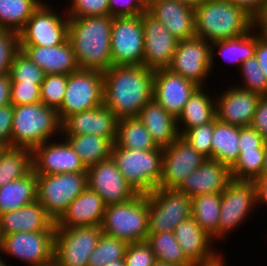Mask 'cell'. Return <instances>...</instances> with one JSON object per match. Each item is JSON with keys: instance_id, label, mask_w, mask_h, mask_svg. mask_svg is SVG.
I'll return each mask as SVG.
<instances>
[{"instance_id": "cell-1", "label": "cell", "mask_w": 267, "mask_h": 266, "mask_svg": "<svg viewBox=\"0 0 267 266\" xmlns=\"http://www.w3.org/2000/svg\"><path fill=\"white\" fill-rule=\"evenodd\" d=\"M103 75V104L118 119L137 117L153 98L152 69L143 65H111Z\"/></svg>"}, {"instance_id": "cell-2", "label": "cell", "mask_w": 267, "mask_h": 266, "mask_svg": "<svg viewBox=\"0 0 267 266\" xmlns=\"http://www.w3.org/2000/svg\"><path fill=\"white\" fill-rule=\"evenodd\" d=\"M113 17H69L70 40L80 69L105 72L112 65L111 28Z\"/></svg>"}, {"instance_id": "cell-3", "label": "cell", "mask_w": 267, "mask_h": 266, "mask_svg": "<svg viewBox=\"0 0 267 266\" xmlns=\"http://www.w3.org/2000/svg\"><path fill=\"white\" fill-rule=\"evenodd\" d=\"M194 8L196 37L210 43L244 35L256 24L228 0H206Z\"/></svg>"}, {"instance_id": "cell-4", "label": "cell", "mask_w": 267, "mask_h": 266, "mask_svg": "<svg viewBox=\"0 0 267 266\" xmlns=\"http://www.w3.org/2000/svg\"><path fill=\"white\" fill-rule=\"evenodd\" d=\"M57 110L42 102L13 106L11 146L33 150L61 133Z\"/></svg>"}, {"instance_id": "cell-5", "label": "cell", "mask_w": 267, "mask_h": 266, "mask_svg": "<svg viewBox=\"0 0 267 266\" xmlns=\"http://www.w3.org/2000/svg\"><path fill=\"white\" fill-rule=\"evenodd\" d=\"M111 158L125 180L138 194H149L158 187L162 176V147L133 150L113 143Z\"/></svg>"}, {"instance_id": "cell-6", "label": "cell", "mask_w": 267, "mask_h": 266, "mask_svg": "<svg viewBox=\"0 0 267 266\" xmlns=\"http://www.w3.org/2000/svg\"><path fill=\"white\" fill-rule=\"evenodd\" d=\"M148 195L106 205L101 229L104 234L127 243L146 241L148 231Z\"/></svg>"}, {"instance_id": "cell-7", "label": "cell", "mask_w": 267, "mask_h": 266, "mask_svg": "<svg viewBox=\"0 0 267 266\" xmlns=\"http://www.w3.org/2000/svg\"><path fill=\"white\" fill-rule=\"evenodd\" d=\"M87 187V173L37 175V201L56 222Z\"/></svg>"}, {"instance_id": "cell-8", "label": "cell", "mask_w": 267, "mask_h": 266, "mask_svg": "<svg viewBox=\"0 0 267 266\" xmlns=\"http://www.w3.org/2000/svg\"><path fill=\"white\" fill-rule=\"evenodd\" d=\"M147 195L149 234L174 232L192 216L191 198L177 189L156 188Z\"/></svg>"}, {"instance_id": "cell-9", "label": "cell", "mask_w": 267, "mask_h": 266, "mask_svg": "<svg viewBox=\"0 0 267 266\" xmlns=\"http://www.w3.org/2000/svg\"><path fill=\"white\" fill-rule=\"evenodd\" d=\"M102 234L101 226L55 227L54 264L88 266Z\"/></svg>"}, {"instance_id": "cell-10", "label": "cell", "mask_w": 267, "mask_h": 266, "mask_svg": "<svg viewBox=\"0 0 267 266\" xmlns=\"http://www.w3.org/2000/svg\"><path fill=\"white\" fill-rule=\"evenodd\" d=\"M104 75L99 70L79 69L68 75L64 100L57 111L61 122L74 113L103 104Z\"/></svg>"}, {"instance_id": "cell-11", "label": "cell", "mask_w": 267, "mask_h": 266, "mask_svg": "<svg viewBox=\"0 0 267 266\" xmlns=\"http://www.w3.org/2000/svg\"><path fill=\"white\" fill-rule=\"evenodd\" d=\"M51 8L42 2L33 12L18 32L19 45L51 47L62 44L68 38L69 17L66 12L60 14L54 11V7Z\"/></svg>"}, {"instance_id": "cell-12", "label": "cell", "mask_w": 267, "mask_h": 266, "mask_svg": "<svg viewBox=\"0 0 267 266\" xmlns=\"http://www.w3.org/2000/svg\"><path fill=\"white\" fill-rule=\"evenodd\" d=\"M55 231L17 232L0 238V252L27 262L29 266L54 263Z\"/></svg>"}, {"instance_id": "cell-13", "label": "cell", "mask_w": 267, "mask_h": 266, "mask_svg": "<svg viewBox=\"0 0 267 266\" xmlns=\"http://www.w3.org/2000/svg\"><path fill=\"white\" fill-rule=\"evenodd\" d=\"M256 205L255 182L231 179L221 193L218 240L242 225Z\"/></svg>"}, {"instance_id": "cell-14", "label": "cell", "mask_w": 267, "mask_h": 266, "mask_svg": "<svg viewBox=\"0 0 267 266\" xmlns=\"http://www.w3.org/2000/svg\"><path fill=\"white\" fill-rule=\"evenodd\" d=\"M110 40L112 65H143L142 15L113 17Z\"/></svg>"}, {"instance_id": "cell-15", "label": "cell", "mask_w": 267, "mask_h": 266, "mask_svg": "<svg viewBox=\"0 0 267 266\" xmlns=\"http://www.w3.org/2000/svg\"><path fill=\"white\" fill-rule=\"evenodd\" d=\"M211 43L205 39L194 37L178 41L170 66L172 73L181 75L204 87L206 78L211 74Z\"/></svg>"}, {"instance_id": "cell-16", "label": "cell", "mask_w": 267, "mask_h": 266, "mask_svg": "<svg viewBox=\"0 0 267 266\" xmlns=\"http://www.w3.org/2000/svg\"><path fill=\"white\" fill-rule=\"evenodd\" d=\"M206 159L180 136L163 148L162 176L157 188L177 189Z\"/></svg>"}, {"instance_id": "cell-17", "label": "cell", "mask_w": 267, "mask_h": 266, "mask_svg": "<svg viewBox=\"0 0 267 266\" xmlns=\"http://www.w3.org/2000/svg\"><path fill=\"white\" fill-rule=\"evenodd\" d=\"M63 140H48L32 150L33 171L37 175L87 173L79 155Z\"/></svg>"}, {"instance_id": "cell-18", "label": "cell", "mask_w": 267, "mask_h": 266, "mask_svg": "<svg viewBox=\"0 0 267 266\" xmlns=\"http://www.w3.org/2000/svg\"><path fill=\"white\" fill-rule=\"evenodd\" d=\"M87 183L106 205L125 202L138 195L117 169L112 158L88 167Z\"/></svg>"}, {"instance_id": "cell-19", "label": "cell", "mask_w": 267, "mask_h": 266, "mask_svg": "<svg viewBox=\"0 0 267 266\" xmlns=\"http://www.w3.org/2000/svg\"><path fill=\"white\" fill-rule=\"evenodd\" d=\"M144 31L143 66L157 70L170 66L178 39L147 11L142 14Z\"/></svg>"}, {"instance_id": "cell-20", "label": "cell", "mask_w": 267, "mask_h": 266, "mask_svg": "<svg viewBox=\"0 0 267 266\" xmlns=\"http://www.w3.org/2000/svg\"><path fill=\"white\" fill-rule=\"evenodd\" d=\"M118 118L104 104L67 116L61 123V135H96L116 141Z\"/></svg>"}, {"instance_id": "cell-21", "label": "cell", "mask_w": 267, "mask_h": 266, "mask_svg": "<svg viewBox=\"0 0 267 266\" xmlns=\"http://www.w3.org/2000/svg\"><path fill=\"white\" fill-rule=\"evenodd\" d=\"M215 97L216 119L237 127L251 126L261 95L237 86Z\"/></svg>"}, {"instance_id": "cell-22", "label": "cell", "mask_w": 267, "mask_h": 266, "mask_svg": "<svg viewBox=\"0 0 267 266\" xmlns=\"http://www.w3.org/2000/svg\"><path fill=\"white\" fill-rule=\"evenodd\" d=\"M198 87L167 68L154 70L153 98L176 119Z\"/></svg>"}, {"instance_id": "cell-23", "label": "cell", "mask_w": 267, "mask_h": 266, "mask_svg": "<svg viewBox=\"0 0 267 266\" xmlns=\"http://www.w3.org/2000/svg\"><path fill=\"white\" fill-rule=\"evenodd\" d=\"M147 12L179 41L196 37L194 7L176 0H149Z\"/></svg>"}, {"instance_id": "cell-24", "label": "cell", "mask_w": 267, "mask_h": 266, "mask_svg": "<svg viewBox=\"0 0 267 266\" xmlns=\"http://www.w3.org/2000/svg\"><path fill=\"white\" fill-rule=\"evenodd\" d=\"M174 235L186 258L195 266L210 265L222 257L213 248L212 237L201 229L192 216L174 229Z\"/></svg>"}, {"instance_id": "cell-25", "label": "cell", "mask_w": 267, "mask_h": 266, "mask_svg": "<svg viewBox=\"0 0 267 266\" xmlns=\"http://www.w3.org/2000/svg\"><path fill=\"white\" fill-rule=\"evenodd\" d=\"M19 50L40 67L45 75H69L80 69L72 44L68 38L60 45L51 47L19 45Z\"/></svg>"}, {"instance_id": "cell-26", "label": "cell", "mask_w": 267, "mask_h": 266, "mask_svg": "<svg viewBox=\"0 0 267 266\" xmlns=\"http://www.w3.org/2000/svg\"><path fill=\"white\" fill-rule=\"evenodd\" d=\"M231 180L230 168L216 160L206 159L177 188L190 198L202 194L222 193Z\"/></svg>"}, {"instance_id": "cell-27", "label": "cell", "mask_w": 267, "mask_h": 266, "mask_svg": "<svg viewBox=\"0 0 267 266\" xmlns=\"http://www.w3.org/2000/svg\"><path fill=\"white\" fill-rule=\"evenodd\" d=\"M106 204L102 197L87 187L55 222L56 227L101 226Z\"/></svg>"}, {"instance_id": "cell-28", "label": "cell", "mask_w": 267, "mask_h": 266, "mask_svg": "<svg viewBox=\"0 0 267 266\" xmlns=\"http://www.w3.org/2000/svg\"><path fill=\"white\" fill-rule=\"evenodd\" d=\"M55 221L35 202L0 214V238L17 232L55 231Z\"/></svg>"}, {"instance_id": "cell-29", "label": "cell", "mask_w": 267, "mask_h": 266, "mask_svg": "<svg viewBox=\"0 0 267 266\" xmlns=\"http://www.w3.org/2000/svg\"><path fill=\"white\" fill-rule=\"evenodd\" d=\"M137 118L144 124L151 138L159 147L169 146L180 137L177 119L154 98L150 99L139 111Z\"/></svg>"}, {"instance_id": "cell-30", "label": "cell", "mask_w": 267, "mask_h": 266, "mask_svg": "<svg viewBox=\"0 0 267 266\" xmlns=\"http://www.w3.org/2000/svg\"><path fill=\"white\" fill-rule=\"evenodd\" d=\"M205 87H198L193 92L177 118V128L180 136L186 130L208 123L216 117L215 97L209 96L208 91L205 92L206 90H204Z\"/></svg>"}, {"instance_id": "cell-31", "label": "cell", "mask_w": 267, "mask_h": 266, "mask_svg": "<svg viewBox=\"0 0 267 266\" xmlns=\"http://www.w3.org/2000/svg\"><path fill=\"white\" fill-rule=\"evenodd\" d=\"M257 28L255 24L247 33L236 38L215 41L211 43V72L214 69V52L220 53L223 60L231 65H237L238 70L240 65L250 58L255 56L256 49V34L254 30ZM216 48V49H215Z\"/></svg>"}, {"instance_id": "cell-32", "label": "cell", "mask_w": 267, "mask_h": 266, "mask_svg": "<svg viewBox=\"0 0 267 266\" xmlns=\"http://www.w3.org/2000/svg\"><path fill=\"white\" fill-rule=\"evenodd\" d=\"M37 200V174L32 170L23 178L0 187V214H4Z\"/></svg>"}, {"instance_id": "cell-33", "label": "cell", "mask_w": 267, "mask_h": 266, "mask_svg": "<svg viewBox=\"0 0 267 266\" xmlns=\"http://www.w3.org/2000/svg\"><path fill=\"white\" fill-rule=\"evenodd\" d=\"M238 142L239 127L218 121L215 117L211 159L231 168L240 155Z\"/></svg>"}, {"instance_id": "cell-34", "label": "cell", "mask_w": 267, "mask_h": 266, "mask_svg": "<svg viewBox=\"0 0 267 266\" xmlns=\"http://www.w3.org/2000/svg\"><path fill=\"white\" fill-rule=\"evenodd\" d=\"M86 168L111 158L113 142L96 135H63Z\"/></svg>"}, {"instance_id": "cell-35", "label": "cell", "mask_w": 267, "mask_h": 266, "mask_svg": "<svg viewBox=\"0 0 267 266\" xmlns=\"http://www.w3.org/2000/svg\"><path fill=\"white\" fill-rule=\"evenodd\" d=\"M32 170V150L12 146L0 148V187L23 178Z\"/></svg>"}, {"instance_id": "cell-36", "label": "cell", "mask_w": 267, "mask_h": 266, "mask_svg": "<svg viewBox=\"0 0 267 266\" xmlns=\"http://www.w3.org/2000/svg\"><path fill=\"white\" fill-rule=\"evenodd\" d=\"M192 217L212 239H218L221 193L202 194L191 198Z\"/></svg>"}, {"instance_id": "cell-37", "label": "cell", "mask_w": 267, "mask_h": 266, "mask_svg": "<svg viewBox=\"0 0 267 266\" xmlns=\"http://www.w3.org/2000/svg\"><path fill=\"white\" fill-rule=\"evenodd\" d=\"M115 144L133 150H152L158 147L137 117L118 120Z\"/></svg>"}, {"instance_id": "cell-38", "label": "cell", "mask_w": 267, "mask_h": 266, "mask_svg": "<svg viewBox=\"0 0 267 266\" xmlns=\"http://www.w3.org/2000/svg\"><path fill=\"white\" fill-rule=\"evenodd\" d=\"M42 2V0H0V28L18 33Z\"/></svg>"}, {"instance_id": "cell-39", "label": "cell", "mask_w": 267, "mask_h": 266, "mask_svg": "<svg viewBox=\"0 0 267 266\" xmlns=\"http://www.w3.org/2000/svg\"><path fill=\"white\" fill-rule=\"evenodd\" d=\"M146 243L154 252L157 261L168 264H193L184 255L174 232L148 234Z\"/></svg>"}, {"instance_id": "cell-40", "label": "cell", "mask_w": 267, "mask_h": 266, "mask_svg": "<svg viewBox=\"0 0 267 266\" xmlns=\"http://www.w3.org/2000/svg\"><path fill=\"white\" fill-rule=\"evenodd\" d=\"M264 149L240 151V155L230 168L231 179L255 181L262 175Z\"/></svg>"}, {"instance_id": "cell-41", "label": "cell", "mask_w": 267, "mask_h": 266, "mask_svg": "<svg viewBox=\"0 0 267 266\" xmlns=\"http://www.w3.org/2000/svg\"><path fill=\"white\" fill-rule=\"evenodd\" d=\"M127 246L126 241L103 233L90 255L88 266H104L112 261L124 259Z\"/></svg>"}, {"instance_id": "cell-42", "label": "cell", "mask_w": 267, "mask_h": 266, "mask_svg": "<svg viewBox=\"0 0 267 266\" xmlns=\"http://www.w3.org/2000/svg\"><path fill=\"white\" fill-rule=\"evenodd\" d=\"M9 75L11 83H35L39 86L45 77L44 71L21 50L14 55Z\"/></svg>"}, {"instance_id": "cell-43", "label": "cell", "mask_w": 267, "mask_h": 266, "mask_svg": "<svg viewBox=\"0 0 267 266\" xmlns=\"http://www.w3.org/2000/svg\"><path fill=\"white\" fill-rule=\"evenodd\" d=\"M67 81L68 75L66 74L45 75L40 85L41 102L47 107L58 111L64 100Z\"/></svg>"}, {"instance_id": "cell-44", "label": "cell", "mask_w": 267, "mask_h": 266, "mask_svg": "<svg viewBox=\"0 0 267 266\" xmlns=\"http://www.w3.org/2000/svg\"><path fill=\"white\" fill-rule=\"evenodd\" d=\"M242 85L236 84L235 86L259 94L261 96L267 95V78L262 72L257 58L248 59L240 65Z\"/></svg>"}, {"instance_id": "cell-45", "label": "cell", "mask_w": 267, "mask_h": 266, "mask_svg": "<svg viewBox=\"0 0 267 266\" xmlns=\"http://www.w3.org/2000/svg\"><path fill=\"white\" fill-rule=\"evenodd\" d=\"M214 132V119L208 123L186 130L181 137L198 153L211 159V140Z\"/></svg>"}, {"instance_id": "cell-46", "label": "cell", "mask_w": 267, "mask_h": 266, "mask_svg": "<svg viewBox=\"0 0 267 266\" xmlns=\"http://www.w3.org/2000/svg\"><path fill=\"white\" fill-rule=\"evenodd\" d=\"M19 51L18 33L0 28V76L9 74L14 55Z\"/></svg>"}, {"instance_id": "cell-47", "label": "cell", "mask_w": 267, "mask_h": 266, "mask_svg": "<svg viewBox=\"0 0 267 266\" xmlns=\"http://www.w3.org/2000/svg\"><path fill=\"white\" fill-rule=\"evenodd\" d=\"M68 17L109 16L108 0H71Z\"/></svg>"}, {"instance_id": "cell-48", "label": "cell", "mask_w": 267, "mask_h": 266, "mask_svg": "<svg viewBox=\"0 0 267 266\" xmlns=\"http://www.w3.org/2000/svg\"><path fill=\"white\" fill-rule=\"evenodd\" d=\"M124 260L126 266H152L157 261L146 241L128 243Z\"/></svg>"}, {"instance_id": "cell-49", "label": "cell", "mask_w": 267, "mask_h": 266, "mask_svg": "<svg viewBox=\"0 0 267 266\" xmlns=\"http://www.w3.org/2000/svg\"><path fill=\"white\" fill-rule=\"evenodd\" d=\"M10 97L13 106L40 103V86L35 83H11Z\"/></svg>"}, {"instance_id": "cell-50", "label": "cell", "mask_w": 267, "mask_h": 266, "mask_svg": "<svg viewBox=\"0 0 267 266\" xmlns=\"http://www.w3.org/2000/svg\"><path fill=\"white\" fill-rule=\"evenodd\" d=\"M149 0H108L109 16L125 17L142 15L148 9Z\"/></svg>"}, {"instance_id": "cell-51", "label": "cell", "mask_w": 267, "mask_h": 266, "mask_svg": "<svg viewBox=\"0 0 267 266\" xmlns=\"http://www.w3.org/2000/svg\"><path fill=\"white\" fill-rule=\"evenodd\" d=\"M265 139L252 126L239 127V149L240 151H250L264 149Z\"/></svg>"}, {"instance_id": "cell-52", "label": "cell", "mask_w": 267, "mask_h": 266, "mask_svg": "<svg viewBox=\"0 0 267 266\" xmlns=\"http://www.w3.org/2000/svg\"><path fill=\"white\" fill-rule=\"evenodd\" d=\"M13 127V105L0 107V145L11 146V132Z\"/></svg>"}, {"instance_id": "cell-53", "label": "cell", "mask_w": 267, "mask_h": 266, "mask_svg": "<svg viewBox=\"0 0 267 266\" xmlns=\"http://www.w3.org/2000/svg\"><path fill=\"white\" fill-rule=\"evenodd\" d=\"M251 126L267 140V95L261 97Z\"/></svg>"}, {"instance_id": "cell-54", "label": "cell", "mask_w": 267, "mask_h": 266, "mask_svg": "<svg viewBox=\"0 0 267 266\" xmlns=\"http://www.w3.org/2000/svg\"><path fill=\"white\" fill-rule=\"evenodd\" d=\"M235 6L242 8L255 21L262 15L266 6L267 0H228Z\"/></svg>"}, {"instance_id": "cell-55", "label": "cell", "mask_w": 267, "mask_h": 266, "mask_svg": "<svg viewBox=\"0 0 267 266\" xmlns=\"http://www.w3.org/2000/svg\"><path fill=\"white\" fill-rule=\"evenodd\" d=\"M256 32L255 57L258 60L263 74L267 78V35H264L260 30Z\"/></svg>"}, {"instance_id": "cell-56", "label": "cell", "mask_w": 267, "mask_h": 266, "mask_svg": "<svg viewBox=\"0 0 267 266\" xmlns=\"http://www.w3.org/2000/svg\"><path fill=\"white\" fill-rule=\"evenodd\" d=\"M11 78L9 74L0 76V107L11 104Z\"/></svg>"}, {"instance_id": "cell-57", "label": "cell", "mask_w": 267, "mask_h": 266, "mask_svg": "<svg viewBox=\"0 0 267 266\" xmlns=\"http://www.w3.org/2000/svg\"><path fill=\"white\" fill-rule=\"evenodd\" d=\"M257 205L267 206V175H261L255 181Z\"/></svg>"}, {"instance_id": "cell-58", "label": "cell", "mask_w": 267, "mask_h": 266, "mask_svg": "<svg viewBox=\"0 0 267 266\" xmlns=\"http://www.w3.org/2000/svg\"><path fill=\"white\" fill-rule=\"evenodd\" d=\"M257 29L267 35V6L262 15L256 20Z\"/></svg>"}, {"instance_id": "cell-59", "label": "cell", "mask_w": 267, "mask_h": 266, "mask_svg": "<svg viewBox=\"0 0 267 266\" xmlns=\"http://www.w3.org/2000/svg\"><path fill=\"white\" fill-rule=\"evenodd\" d=\"M262 175H267V140L264 143V161Z\"/></svg>"}, {"instance_id": "cell-60", "label": "cell", "mask_w": 267, "mask_h": 266, "mask_svg": "<svg viewBox=\"0 0 267 266\" xmlns=\"http://www.w3.org/2000/svg\"><path fill=\"white\" fill-rule=\"evenodd\" d=\"M152 266H195L194 264H168L165 262L156 261Z\"/></svg>"}, {"instance_id": "cell-61", "label": "cell", "mask_w": 267, "mask_h": 266, "mask_svg": "<svg viewBox=\"0 0 267 266\" xmlns=\"http://www.w3.org/2000/svg\"><path fill=\"white\" fill-rule=\"evenodd\" d=\"M176 1H180L183 3H186L192 7H195L196 5H199L200 3H203L206 0H176Z\"/></svg>"}, {"instance_id": "cell-62", "label": "cell", "mask_w": 267, "mask_h": 266, "mask_svg": "<svg viewBox=\"0 0 267 266\" xmlns=\"http://www.w3.org/2000/svg\"><path fill=\"white\" fill-rule=\"evenodd\" d=\"M104 266H126V263L124 259H120L117 261H112Z\"/></svg>"}, {"instance_id": "cell-63", "label": "cell", "mask_w": 267, "mask_h": 266, "mask_svg": "<svg viewBox=\"0 0 267 266\" xmlns=\"http://www.w3.org/2000/svg\"><path fill=\"white\" fill-rule=\"evenodd\" d=\"M225 264H226L225 260L223 259V257H221V258H220L218 261H216L215 263L210 264V265H205V266H226Z\"/></svg>"}, {"instance_id": "cell-64", "label": "cell", "mask_w": 267, "mask_h": 266, "mask_svg": "<svg viewBox=\"0 0 267 266\" xmlns=\"http://www.w3.org/2000/svg\"><path fill=\"white\" fill-rule=\"evenodd\" d=\"M1 255V253H0ZM0 266H9L8 263H6L5 260H3L2 256H0Z\"/></svg>"}]
</instances>
